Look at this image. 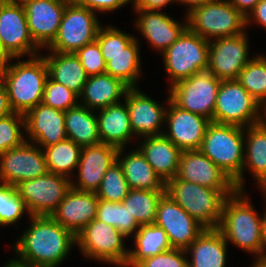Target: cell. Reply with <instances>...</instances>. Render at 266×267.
Returning <instances> with one entry per match:
<instances>
[{
  "label": "cell",
  "instance_id": "1",
  "mask_svg": "<svg viewBox=\"0 0 266 267\" xmlns=\"http://www.w3.org/2000/svg\"><path fill=\"white\" fill-rule=\"evenodd\" d=\"M30 225L13 245L14 260L36 267H58L73 246L76 235L51 216H30Z\"/></svg>",
  "mask_w": 266,
  "mask_h": 267
},
{
  "label": "cell",
  "instance_id": "2",
  "mask_svg": "<svg viewBox=\"0 0 266 267\" xmlns=\"http://www.w3.org/2000/svg\"><path fill=\"white\" fill-rule=\"evenodd\" d=\"M244 190H236L228 196L223 205V212L218 230L226 242L256 255L266 256V247L262 234V215L257 214Z\"/></svg>",
  "mask_w": 266,
  "mask_h": 267
},
{
  "label": "cell",
  "instance_id": "3",
  "mask_svg": "<svg viewBox=\"0 0 266 267\" xmlns=\"http://www.w3.org/2000/svg\"><path fill=\"white\" fill-rule=\"evenodd\" d=\"M0 68L9 104L13 112L26 114L42 103L45 83L49 77L48 66L42 55L31 56Z\"/></svg>",
  "mask_w": 266,
  "mask_h": 267
},
{
  "label": "cell",
  "instance_id": "4",
  "mask_svg": "<svg viewBox=\"0 0 266 267\" xmlns=\"http://www.w3.org/2000/svg\"><path fill=\"white\" fill-rule=\"evenodd\" d=\"M165 192L205 229H217L224 202L235 191H219L175 176L166 182Z\"/></svg>",
  "mask_w": 266,
  "mask_h": 267
},
{
  "label": "cell",
  "instance_id": "5",
  "mask_svg": "<svg viewBox=\"0 0 266 267\" xmlns=\"http://www.w3.org/2000/svg\"><path fill=\"white\" fill-rule=\"evenodd\" d=\"M245 128L211 122L199 150L235 182L244 166Z\"/></svg>",
  "mask_w": 266,
  "mask_h": 267
},
{
  "label": "cell",
  "instance_id": "6",
  "mask_svg": "<svg viewBox=\"0 0 266 267\" xmlns=\"http://www.w3.org/2000/svg\"><path fill=\"white\" fill-rule=\"evenodd\" d=\"M187 27L206 40L245 33L246 17L229 0H213L187 12Z\"/></svg>",
  "mask_w": 266,
  "mask_h": 267
},
{
  "label": "cell",
  "instance_id": "7",
  "mask_svg": "<svg viewBox=\"0 0 266 267\" xmlns=\"http://www.w3.org/2000/svg\"><path fill=\"white\" fill-rule=\"evenodd\" d=\"M165 70L170 77L169 87L177 81L207 71L209 40L192 32L188 27L163 53Z\"/></svg>",
  "mask_w": 266,
  "mask_h": 267
},
{
  "label": "cell",
  "instance_id": "8",
  "mask_svg": "<svg viewBox=\"0 0 266 267\" xmlns=\"http://www.w3.org/2000/svg\"><path fill=\"white\" fill-rule=\"evenodd\" d=\"M125 238L115 227L94 219L76 235V245L84 257L125 267L129 259Z\"/></svg>",
  "mask_w": 266,
  "mask_h": 267
},
{
  "label": "cell",
  "instance_id": "9",
  "mask_svg": "<svg viewBox=\"0 0 266 267\" xmlns=\"http://www.w3.org/2000/svg\"><path fill=\"white\" fill-rule=\"evenodd\" d=\"M261 104L236 80H224L216 97L213 122L248 127L259 124Z\"/></svg>",
  "mask_w": 266,
  "mask_h": 267
},
{
  "label": "cell",
  "instance_id": "10",
  "mask_svg": "<svg viewBox=\"0 0 266 267\" xmlns=\"http://www.w3.org/2000/svg\"><path fill=\"white\" fill-rule=\"evenodd\" d=\"M96 15L88 8L67 4L57 36L47 49L59 53H75L95 41L102 26Z\"/></svg>",
  "mask_w": 266,
  "mask_h": 267
},
{
  "label": "cell",
  "instance_id": "11",
  "mask_svg": "<svg viewBox=\"0 0 266 267\" xmlns=\"http://www.w3.org/2000/svg\"><path fill=\"white\" fill-rule=\"evenodd\" d=\"M221 80L202 71L170 86V98L180 108L201 115L213 122L216 97Z\"/></svg>",
  "mask_w": 266,
  "mask_h": 267
},
{
  "label": "cell",
  "instance_id": "12",
  "mask_svg": "<svg viewBox=\"0 0 266 267\" xmlns=\"http://www.w3.org/2000/svg\"><path fill=\"white\" fill-rule=\"evenodd\" d=\"M16 189L31 216H51L71 189V179L48 172L43 176L20 182Z\"/></svg>",
  "mask_w": 266,
  "mask_h": 267
},
{
  "label": "cell",
  "instance_id": "13",
  "mask_svg": "<svg viewBox=\"0 0 266 267\" xmlns=\"http://www.w3.org/2000/svg\"><path fill=\"white\" fill-rule=\"evenodd\" d=\"M0 42L11 58L38 55L41 48L31 37L23 4L0 0Z\"/></svg>",
  "mask_w": 266,
  "mask_h": 267
},
{
  "label": "cell",
  "instance_id": "14",
  "mask_svg": "<svg viewBox=\"0 0 266 267\" xmlns=\"http://www.w3.org/2000/svg\"><path fill=\"white\" fill-rule=\"evenodd\" d=\"M44 151L33 142L25 141L18 147L0 154V182L17 186L20 182L47 174Z\"/></svg>",
  "mask_w": 266,
  "mask_h": 267
},
{
  "label": "cell",
  "instance_id": "15",
  "mask_svg": "<svg viewBox=\"0 0 266 267\" xmlns=\"http://www.w3.org/2000/svg\"><path fill=\"white\" fill-rule=\"evenodd\" d=\"M247 33L209 41L207 70L219 80H236L251 60Z\"/></svg>",
  "mask_w": 266,
  "mask_h": 267
},
{
  "label": "cell",
  "instance_id": "16",
  "mask_svg": "<svg viewBox=\"0 0 266 267\" xmlns=\"http://www.w3.org/2000/svg\"><path fill=\"white\" fill-rule=\"evenodd\" d=\"M154 224L163 228L172 248L183 250L205 229L166 193L159 201Z\"/></svg>",
  "mask_w": 266,
  "mask_h": 267
},
{
  "label": "cell",
  "instance_id": "17",
  "mask_svg": "<svg viewBox=\"0 0 266 267\" xmlns=\"http://www.w3.org/2000/svg\"><path fill=\"white\" fill-rule=\"evenodd\" d=\"M165 126L167 132L163 134L181 151L199 150L205 132L211 121L201 115L194 114L177 106L167 98Z\"/></svg>",
  "mask_w": 266,
  "mask_h": 267
},
{
  "label": "cell",
  "instance_id": "18",
  "mask_svg": "<svg viewBox=\"0 0 266 267\" xmlns=\"http://www.w3.org/2000/svg\"><path fill=\"white\" fill-rule=\"evenodd\" d=\"M130 125L134 135L139 137L157 136L164 133L162 123L166 120V108L139 88H129L125 94Z\"/></svg>",
  "mask_w": 266,
  "mask_h": 267
},
{
  "label": "cell",
  "instance_id": "19",
  "mask_svg": "<svg viewBox=\"0 0 266 267\" xmlns=\"http://www.w3.org/2000/svg\"><path fill=\"white\" fill-rule=\"evenodd\" d=\"M178 179L219 191H236L234 182L200 150L182 151Z\"/></svg>",
  "mask_w": 266,
  "mask_h": 267
},
{
  "label": "cell",
  "instance_id": "20",
  "mask_svg": "<svg viewBox=\"0 0 266 267\" xmlns=\"http://www.w3.org/2000/svg\"><path fill=\"white\" fill-rule=\"evenodd\" d=\"M118 150L117 147L104 143L82 147L77 167V182L71 180V188L96 192L104 174L117 161Z\"/></svg>",
  "mask_w": 266,
  "mask_h": 267
},
{
  "label": "cell",
  "instance_id": "21",
  "mask_svg": "<svg viewBox=\"0 0 266 267\" xmlns=\"http://www.w3.org/2000/svg\"><path fill=\"white\" fill-rule=\"evenodd\" d=\"M34 42L43 50L56 38L66 3L60 0H27L22 3Z\"/></svg>",
  "mask_w": 266,
  "mask_h": 267
},
{
  "label": "cell",
  "instance_id": "22",
  "mask_svg": "<svg viewBox=\"0 0 266 267\" xmlns=\"http://www.w3.org/2000/svg\"><path fill=\"white\" fill-rule=\"evenodd\" d=\"M24 116L26 141L44 149L67 139L65 111L40 103Z\"/></svg>",
  "mask_w": 266,
  "mask_h": 267
},
{
  "label": "cell",
  "instance_id": "23",
  "mask_svg": "<svg viewBox=\"0 0 266 267\" xmlns=\"http://www.w3.org/2000/svg\"><path fill=\"white\" fill-rule=\"evenodd\" d=\"M98 202L96 192L71 188L51 217L77 235L87 224L96 219Z\"/></svg>",
  "mask_w": 266,
  "mask_h": 267
},
{
  "label": "cell",
  "instance_id": "24",
  "mask_svg": "<svg viewBox=\"0 0 266 267\" xmlns=\"http://www.w3.org/2000/svg\"><path fill=\"white\" fill-rule=\"evenodd\" d=\"M137 29L145 37L154 49L161 54L170 47L187 28V17L185 21L178 23L166 13L160 11L136 10Z\"/></svg>",
  "mask_w": 266,
  "mask_h": 267
},
{
  "label": "cell",
  "instance_id": "25",
  "mask_svg": "<svg viewBox=\"0 0 266 267\" xmlns=\"http://www.w3.org/2000/svg\"><path fill=\"white\" fill-rule=\"evenodd\" d=\"M128 89L129 87L125 83L108 73L88 76L79 96V104L95 112L120 103Z\"/></svg>",
  "mask_w": 266,
  "mask_h": 267
},
{
  "label": "cell",
  "instance_id": "26",
  "mask_svg": "<svg viewBox=\"0 0 266 267\" xmlns=\"http://www.w3.org/2000/svg\"><path fill=\"white\" fill-rule=\"evenodd\" d=\"M138 149L166 183L177 175L182 151L164 134L144 137Z\"/></svg>",
  "mask_w": 266,
  "mask_h": 267
},
{
  "label": "cell",
  "instance_id": "27",
  "mask_svg": "<svg viewBox=\"0 0 266 267\" xmlns=\"http://www.w3.org/2000/svg\"><path fill=\"white\" fill-rule=\"evenodd\" d=\"M247 169L258 187L266 183V130L260 124L245 128L244 166L242 175L234 182L237 190H245L244 170Z\"/></svg>",
  "mask_w": 266,
  "mask_h": 267
},
{
  "label": "cell",
  "instance_id": "28",
  "mask_svg": "<svg viewBox=\"0 0 266 267\" xmlns=\"http://www.w3.org/2000/svg\"><path fill=\"white\" fill-rule=\"evenodd\" d=\"M98 111L100 113L96 115L101 143L118 149L125 148L134 136L126 102L113 104Z\"/></svg>",
  "mask_w": 266,
  "mask_h": 267
},
{
  "label": "cell",
  "instance_id": "29",
  "mask_svg": "<svg viewBox=\"0 0 266 267\" xmlns=\"http://www.w3.org/2000/svg\"><path fill=\"white\" fill-rule=\"evenodd\" d=\"M227 245L218 229L204 231L186 249L189 267H226Z\"/></svg>",
  "mask_w": 266,
  "mask_h": 267
},
{
  "label": "cell",
  "instance_id": "30",
  "mask_svg": "<svg viewBox=\"0 0 266 267\" xmlns=\"http://www.w3.org/2000/svg\"><path fill=\"white\" fill-rule=\"evenodd\" d=\"M123 152L124 148L118 150L117 161L122 167L130 189L165 190L166 183L154 171L137 147L124 156H122Z\"/></svg>",
  "mask_w": 266,
  "mask_h": 267
},
{
  "label": "cell",
  "instance_id": "31",
  "mask_svg": "<svg viewBox=\"0 0 266 267\" xmlns=\"http://www.w3.org/2000/svg\"><path fill=\"white\" fill-rule=\"evenodd\" d=\"M49 54L43 56L48 66L49 77L80 96L88 75L78 57L75 53L56 51H49Z\"/></svg>",
  "mask_w": 266,
  "mask_h": 267
},
{
  "label": "cell",
  "instance_id": "32",
  "mask_svg": "<svg viewBox=\"0 0 266 267\" xmlns=\"http://www.w3.org/2000/svg\"><path fill=\"white\" fill-rule=\"evenodd\" d=\"M67 138L81 147L101 143L96 113L78 104L65 111Z\"/></svg>",
  "mask_w": 266,
  "mask_h": 267
},
{
  "label": "cell",
  "instance_id": "33",
  "mask_svg": "<svg viewBox=\"0 0 266 267\" xmlns=\"http://www.w3.org/2000/svg\"><path fill=\"white\" fill-rule=\"evenodd\" d=\"M134 249H129L125 267H135L140 261L172 249L167 234L156 224L140 225L133 235Z\"/></svg>",
  "mask_w": 266,
  "mask_h": 267
},
{
  "label": "cell",
  "instance_id": "34",
  "mask_svg": "<svg viewBox=\"0 0 266 267\" xmlns=\"http://www.w3.org/2000/svg\"><path fill=\"white\" fill-rule=\"evenodd\" d=\"M138 39L127 45L116 55H103L106 61V73L120 79L129 88H137V81L141 75V57Z\"/></svg>",
  "mask_w": 266,
  "mask_h": 267
},
{
  "label": "cell",
  "instance_id": "35",
  "mask_svg": "<svg viewBox=\"0 0 266 267\" xmlns=\"http://www.w3.org/2000/svg\"><path fill=\"white\" fill-rule=\"evenodd\" d=\"M82 147L71 139H65L57 144L43 149L48 171L74 179L73 170L79 164Z\"/></svg>",
  "mask_w": 266,
  "mask_h": 267
},
{
  "label": "cell",
  "instance_id": "36",
  "mask_svg": "<svg viewBox=\"0 0 266 267\" xmlns=\"http://www.w3.org/2000/svg\"><path fill=\"white\" fill-rule=\"evenodd\" d=\"M165 193V190L130 189L122 203L139 225L153 224L159 201Z\"/></svg>",
  "mask_w": 266,
  "mask_h": 267
},
{
  "label": "cell",
  "instance_id": "37",
  "mask_svg": "<svg viewBox=\"0 0 266 267\" xmlns=\"http://www.w3.org/2000/svg\"><path fill=\"white\" fill-rule=\"evenodd\" d=\"M96 219L115 227L127 238L134 235L140 228L122 202L99 199Z\"/></svg>",
  "mask_w": 266,
  "mask_h": 267
},
{
  "label": "cell",
  "instance_id": "38",
  "mask_svg": "<svg viewBox=\"0 0 266 267\" xmlns=\"http://www.w3.org/2000/svg\"><path fill=\"white\" fill-rule=\"evenodd\" d=\"M237 80L255 100L266 105V56L259 54L252 57Z\"/></svg>",
  "mask_w": 266,
  "mask_h": 267
},
{
  "label": "cell",
  "instance_id": "39",
  "mask_svg": "<svg viewBox=\"0 0 266 267\" xmlns=\"http://www.w3.org/2000/svg\"><path fill=\"white\" fill-rule=\"evenodd\" d=\"M29 214L24 200L15 186L0 182V226H8L19 222L24 213Z\"/></svg>",
  "mask_w": 266,
  "mask_h": 267
},
{
  "label": "cell",
  "instance_id": "40",
  "mask_svg": "<svg viewBox=\"0 0 266 267\" xmlns=\"http://www.w3.org/2000/svg\"><path fill=\"white\" fill-rule=\"evenodd\" d=\"M130 191L123 170L118 161L104 174L100 188L96 191L99 199L111 202H123Z\"/></svg>",
  "mask_w": 266,
  "mask_h": 267
},
{
  "label": "cell",
  "instance_id": "41",
  "mask_svg": "<svg viewBox=\"0 0 266 267\" xmlns=\"http://www.w3.org/2000/svg\"><path fill=\"white\" fill-rule=\"evenodd\" d=\"M21 130L25 131L24 114L12 112L0 118V154L26 141Z\"/></svg>",
  "mask_w": 266,
  "mask_h": 267
},
{
  "label": "cell",
  "instance_id": "42",
  "mask_svg": "<svg viewBox=\"0 0 266 267\" xmlns=\"http://www.w3.org/2000/svg\"><path fill=\"white\" fill-rule=\"evenodd\" d=\"M79 96L62 84L47 78L42 103L46 106L67 111L79 104Z\"/></svg>",
  "mask_w": 266,
  "mask_h": 267
},
{
  "label": "cell",
  "instance_id": "43",
  "mask_svg": "<svg viewBox=\"0 0 266 267\" xmlns=\"http://www.w3.org/2000/svg\"><path fill=\"white\" fill-rule=\"evenodd\" d=\"M134 39V35H130L117 27L108 25L107 27H100L96 41L100 46L102 55H116L122 52Z\"/></svg>",
  "mask_w": 266,
  "mask_h": 267
},
{
  "label": "cell",
  "instance_id": "44",
  "mask_svg": "<svg viewBox=\"0 0 266 267\" xmlns=\"http://www.w3.org/2000/svg\"><path fill=\"white\" fill-rule=\"evenodd\" d=\"M75 55L88 76L106 73V61L96 40L83 46Z\"/></svg>",
  "mask_w": 266,
  "mask_h": 267
},
{
  "label": "cell",
  "instance_id": "45",
  "mask_svg": "<svg viewBox=\"0 0 266 267\" xmlns=\"http://www.w3.org/2000/svg\"><path fill=\"white\" fill-rule=\"evenodd\" d=\"M186 251L172 248L140 261L135 267H189Z\"/></svg>",
  "mask_w": 266,
  "mask_h": 267
},
{
  "label": "cell",
  "instance_id": "46",
  "mask_svg": "<svg viewBox=\"0 0 266 267\" xmlns=\"http://www.w3.org/2000/svg\"><path fill=\"white\" fill-rule=\"evenodd\" d=\"M130 2H132V0H78L76 5L99 13L115 11Z\"/></svg>",
  "mask_w": 266,
  "mask_h": 267
},
{
  "label": "cell",
  "instance_id": "47",
  "mask_svg": "<svg viewBox=\"0 0 266 267\" xmlns=\"http://www.w3.org/2000/svg\"><path fill=\"white\" fill-rule=\"evenodd\" d=\"M133 10L160 11L172 2L179 3V0H132Z\"/></svg>",
  "mask_w": 266,
  "mask_h": 267
},
{
  "label": "cell",
  "instance_id": "48",
  "mask_svg": "<svg viewBox=\"0 0 266 267\" xmlns=\"http://www.w3.org/2000/svg\"><path fill=\"white\" fill-rule=\"evenodd\" d=\"M253 21L266 29V0H260L255 8L249 13L246 17V26L250 25V22Z\"/></svg>",
  "mask_w": 266,
  "mask_h": 267
},
{
  "label": "cell",
  "instance_id": "49",
  "mask_svg": "<svg viewBox=\"0 0 266 267\" xmlns=\"http://www.w3.org/2000/svg\"><path fill=\"white\" fill-rule=\"evenodd\" d=\"M13 111L9 104L5 83L0 75V118L11 114Z\"/></svg>",
  "mask_w": 266,
  "mask_h": 267
},
{
  "label": "cell",
  "instance_id": "50",
  "mask_svg": "<svg viewBox=\"0 0 266 267\" xmlns=\"http://www.w3.org/2000/svg\"><path fill=\"white\" fill-rule=\"evenodd\" d=\"M260 0H229L230 4L239 10L245 17L255 8Z\"/></svg>",
  "mask_w": 266,
  "mask_h": 267
},
{
  "label": "cell",
  "instance_id": "51",
  "mask_svg": "<svg viewBox=\"0 0 266 267\" xmlns=\"http://www.w3.org/2000/svg\"><path fill=\"white\" fill-rule=\"evenodd\" d=\"M213 0H179V3L184 6V4L187 6L188 12H190L193 8L204 5L208 2H211ZM189 6V7H188Z\"/></svg>",
  "mask_w": 266,
  "mask_h": 267
},
{
  "label": "cell",
  "instance_id": "52",
  "mask_svg": "<svg viewBox=\"0 0 266 267\" xmlns=\"http://www.w3.org/2000/svg\"><path fill=\"white\" fill-rule=\"evenodd\" d=\"M15 58H11L4 48L2 47V44L0 42V68L5 67L10 61H12Z\"/></svg>",
  "mask_w": 266,
  "mask_h": 267
},
{
  "label": "cell",
  "instance_id": "53",
  "mask_svg": "<svg viewBox=\"0 0 266 267\" xmlns=\"http://www.w3.org/2000/svg\"><path fill=\"white\" fill-rule=\"evenodd\" d=\"M259 124L266 130V105L261 106Z\"/></svg>",
  "mask_w": 266,
  "mask_h": 267
},
{
  "label": "cell",
  "instance_id": "54",
  "mask_svg": "<svg viewBox=\"0 0 266 267\" xmlns=\"http://www.w3.org/2000/svg\"><path fill=\"white\" fill-rule=\"evenodd\" d=\"M7 264L4 267H36V266H28L22 263L15 261L14 259L8 260Z\"/></svg>",
  "mask_w": 266,
  "mask_h": 267
},
{
  "label": "cell",
  "instance_id": "55",
  "mask_svg": "<svg viewBox=\"0 0 266 267\" xmlns=\"http://www.w3.org/2000/svg\"><path fill=\"white\" fill-rule=\"evenodd\" d=\"M251 267H266V256L256 258Z\"/></svg>",
  "mask_w": 266,
  "mask_h": 267
},
{
  "label": "cell",
  "instance_id": "56",
  "mask_svg": "<svg viewBox=\"0 0 266 267\" xmlns=\"http://www.w3.org/2000/svg\"><path fill=\"white\" fill-rule=\"evenodd\" d=\"M262 234H263V239L265 242V247H266V209L264 214L262 213Z\"/></svg>",
  "mask_w": 266,
  "mask_h": 267
},
{
  "label": "cell",
  "instance_id": "57",
  "mask_svg": "<svg viewBox=\"0 0 266 267\" xmlns=\"http://www.w3.org/2000/svg\"><path fill=\"white\" fill-rule=\"evenodd\" d=\"M259 188L261 189L262 195H264L263 196L265 198L264 201H266V183H264L263 185H261Z\"/></svg>",
  "mask_w": 266,
  "mask_h": 267
},
{
  "label": "cell",
  "instance_id": "58",
  "mask_svg": "<svg viewBox=\"0 0 266 267\" xmlns=\"http://www.w3.org/2000/svg\"><path fill=\"white\" fill-rule=\"evenodd\" d=\"M66 4H76L78 0H60Z\"/></svg>",
  "mask_w": 266,
  "mask_h": 267
},
{
  "label": "cell",
  "instance_id": "59",
  "mask_svg": "<svg viewBox=\"0 0 266 267\" xmlns=\"http://www.w3.org/2000/svg\"><path fill=\"white\" fill-rule=\"evenodd\" d=\"M9 1H11V2H15V3H24L25 1H27V0H9Z\"/></svg>",
  "mask_w": 266,
  "mask_h": 267
}]
</instances>
